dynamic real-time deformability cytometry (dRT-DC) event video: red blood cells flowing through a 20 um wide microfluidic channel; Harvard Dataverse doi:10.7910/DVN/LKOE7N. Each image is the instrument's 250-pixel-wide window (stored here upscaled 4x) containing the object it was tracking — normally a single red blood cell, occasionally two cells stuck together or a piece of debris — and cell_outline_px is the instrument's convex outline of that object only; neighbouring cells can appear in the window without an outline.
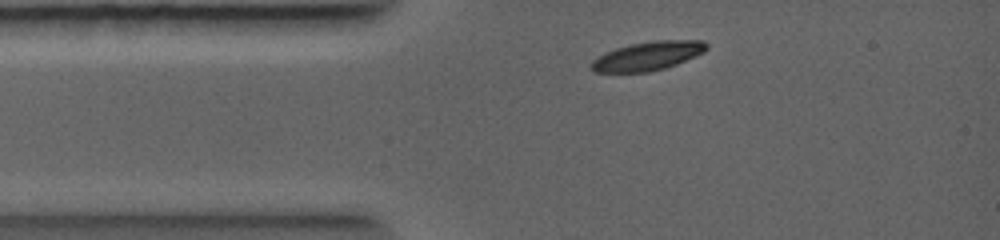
{"species": "common noctule bat (a hibernating species)", "species_latin": "Nyctalus noctula", "temperature_condition": "warm", "stored_images_in_passage": 2, "segment_of_instrument_passage": [2, 2], "camera_frame_rate_fps": 5000, "um_per_image_px": 0.085, "animal": {"sex": "female", "body_mass_g": 19.0, "forearm_length_mm": 56.7}, "frame": {"image": 1, "passage_image": 2, "time_ms": 1.2, "image_size_px": [1000, 240], "cell_outline_px": [[708, 48], [704, 52], [696, 56], [676, 64], [664, 68], [648, 72], [596, 72], [588, 68], [588, 64], [592, 60], [604, 52], [628, 44], [656, 40], [704, 40], [708, 44]], "centroid_in_image_um": [55.03, 4.75], "position_along_channel_um": 30.0, "area_um2": 19.59}}